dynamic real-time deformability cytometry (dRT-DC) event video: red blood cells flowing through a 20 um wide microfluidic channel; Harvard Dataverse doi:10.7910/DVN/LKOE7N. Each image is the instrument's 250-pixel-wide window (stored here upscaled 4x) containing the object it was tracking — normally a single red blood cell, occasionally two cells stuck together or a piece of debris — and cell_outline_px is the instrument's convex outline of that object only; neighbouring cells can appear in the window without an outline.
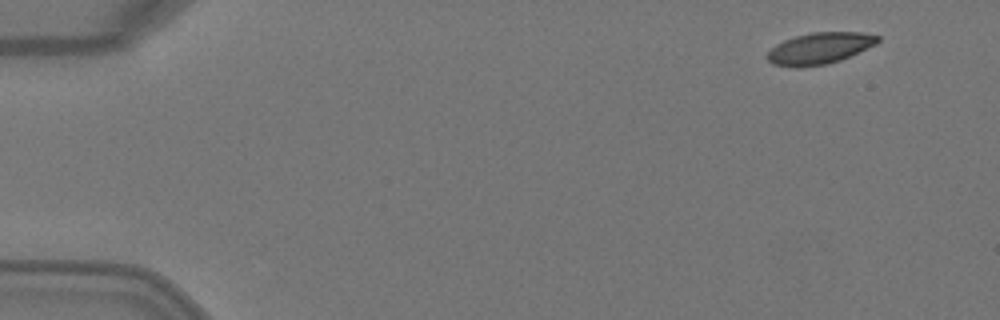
{"species": "Egyptian fruit bat (a non-hibernating species)", "species_latin": "Rousettus aegyptiacus", "temperature_condition": "warm", "stored_images_in_passage": 4, "camera_frame_rate_fps": 3000, "um_per_image_px": 0.085, "animal": {"sex": "female"}, "frame": {"image": 1, "passage_image": 1, "time_ms": 0.0, "image_size_px": [1000, 320], "cell_outline_px": [[880, 40], [876, 44], [840, 60], [828, 64], [796, 68], [772, 64], [764, 56], [776, 44], [784, 40], [796, 36], [812, 32], [864, 32], [880, 36]], "centroid_in_image_um": [69.65, 4.11], "position_along_channel_um": 15.4, "area_um2": 20.35}}
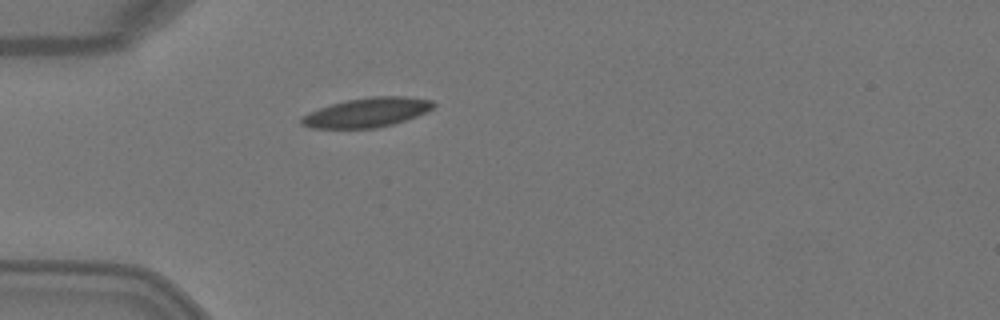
{"frame": {"image": 2, "passage_image": 4, "time_ms": 1.0, "image_size_px": [1000, 320], "cell_outline_px": [[436, 104], [432, 108], [416, 116], [392, 124], [376, 128], [308, 128], [300, 124], [300, 116], [308, 112], [344, 100], [372, 96], [404, 96], [432, 100]], "centroid_in_image_um": [31.13, 9.56], "position_along_channel_um": 53.9, "area_um2": 22.6}}